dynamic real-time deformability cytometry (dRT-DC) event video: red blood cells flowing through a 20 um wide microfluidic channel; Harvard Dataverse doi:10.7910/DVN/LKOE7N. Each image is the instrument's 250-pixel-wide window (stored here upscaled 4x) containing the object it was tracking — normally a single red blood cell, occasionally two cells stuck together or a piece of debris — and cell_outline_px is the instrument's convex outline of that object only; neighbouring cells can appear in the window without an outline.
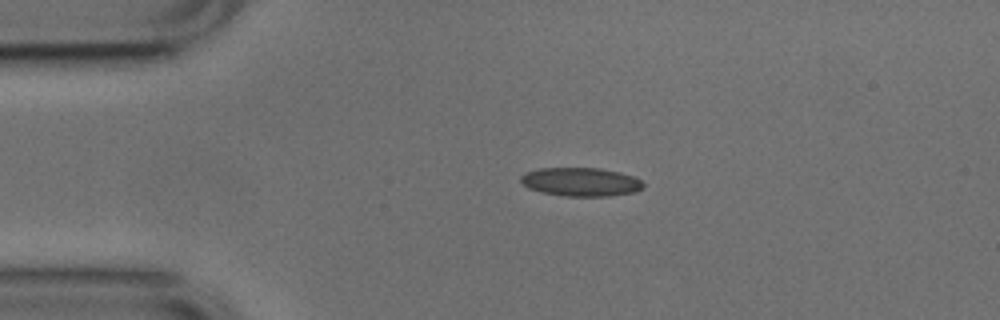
{"species": "common noctule bat (a hibernating species)", "species_latin": "Nyctalus noctula", "temperature_condition": "cold", "stored_images_in_passage": 42, "camera_frame_rate_fps": 3000, "um_per_image_px": 0.085, "animal": {"sex": "male", "body_mass_g": 17.9, "forearm_length_mm": 54.2}, "frame": {"image": 1, "passage_image": 1, "time_ms": 0.0, "image_size_px": [1000, 320], "cell_outline_px": [[644, 188], [636, 192], [608, 196], [564, 196], [544, 192], [528, 188], [520, 180], [520, 176], [528, 172], [540, 168], [600, 168], [620, 172], [632, 176], [640, 180], [644, 184]], "centroid_in_image_um": [49.41, 15.46], "position_along_channel_um": 35.6, "area_um2": 20.35}}
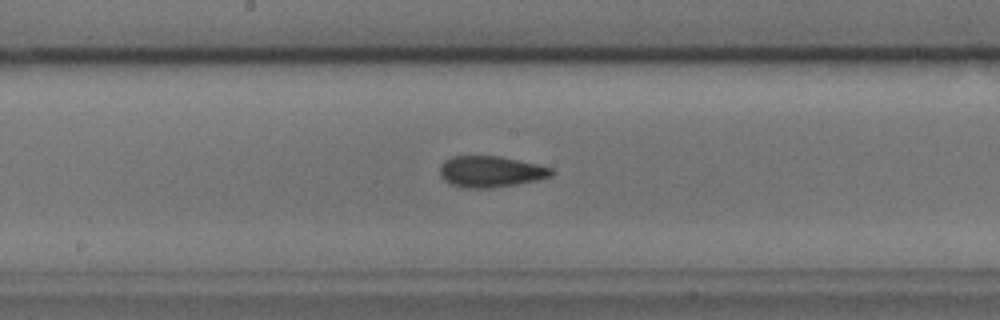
{"frame": {"image": 2, "passage_image": 17, "time_ms": 5.333, "image_size_px": [1000, 320], "cell_outline_px": [[556, 172], [552, 176], [536, 180], [516, 184], [488, 188], [464, 188], [448, 184], [440, 176], [440, 164], [444, 160], [452, 156], [500, 156], [536, 164], [552, 168]], "centroid_in_image_um": [41.67, 14.59], "position_along_channel_um": 206.5, "area_um2": 20.4}}
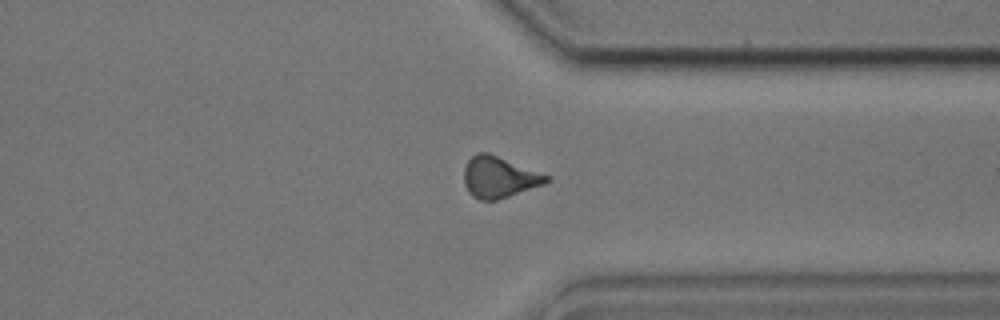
{"frame": {"image": 3, "passage_image": 30, "time_ms": 9.667, "image_size_px": [1000, 320], "cell_outline_px": [[552, 180], [544, 184], [496, 200], [480, 200], [472, 196], [468, 192], [464, 184], [464, 168], [468, 160], [476, 152], [488, 152], [552, 176]], "centroid_in_image_um": [42.44, 15.05], "position_along_channel_um": 369.0, "area_um2": 19.94}, "authors_computed_cell_mechanics": {"area_um2": 19.6231, "velocity_mm_per_s": 3.7889, "shape_relaxation_time_tau1_ms": 8.5776, "shape_relaxation_time_tau2_ms": 2.362, "deformation_change_tau1": 0.1525, "deformation_change_tau2": 0.0845}}